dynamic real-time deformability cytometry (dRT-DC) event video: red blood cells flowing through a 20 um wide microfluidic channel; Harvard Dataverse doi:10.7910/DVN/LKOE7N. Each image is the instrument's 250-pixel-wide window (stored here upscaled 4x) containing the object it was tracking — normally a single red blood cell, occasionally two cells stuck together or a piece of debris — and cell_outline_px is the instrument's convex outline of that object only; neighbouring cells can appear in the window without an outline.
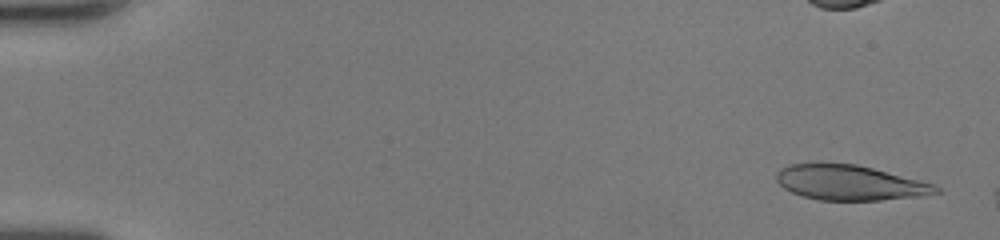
{"species": "human", "species_latin": "Homo sapiens", "temperature_condition": "room temperature", "stored_images_in_passage": 48, "camera_frame_rate_fps": 3000, "um_per_image_px": 0.085, "donor": {"sex": "female"}, "frame": {"image": 1, "passage_image": 2, "time_ms": 0.333, "image_size_px": [1000, 240], "cell_outline_px": [[944, 192], [920, 196], [880, 200], [820, 200], [804, 196], [792, 192], [784, 188], [776, 180], [776, 172], [780, 168], [788, 164], [812, 160], [856, 164], [920, 180], [932, 184], [940, 188]], "centroid_in_image_um": [72.17, 15.48], "position_along_channel_um": 12.8, "area_um2": 33.23}}
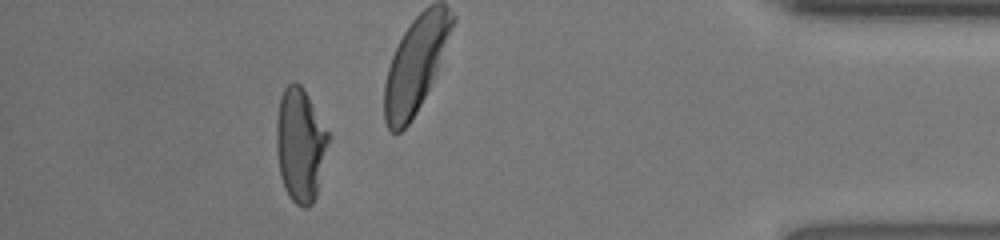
{"frame": {"image": 2, "passage_image": 44, "time_ms": 14.333, "image_size_px": [1000, 240], "cell_outline_px": [[328, 140], [316, 196], [312, 204], [308, 208], [304, 208], [296, 204], [288, 196], [284, 188], [280, 176], [276, 148], [276, 120], [280, 96], [284, 88], [288, 84], [300, 84], [308, 96], [328, 132]], "centroid_in_image_um": [25.48, 12.33], "position_along_channel_um": 409.7, "area_um2": 34.04}}